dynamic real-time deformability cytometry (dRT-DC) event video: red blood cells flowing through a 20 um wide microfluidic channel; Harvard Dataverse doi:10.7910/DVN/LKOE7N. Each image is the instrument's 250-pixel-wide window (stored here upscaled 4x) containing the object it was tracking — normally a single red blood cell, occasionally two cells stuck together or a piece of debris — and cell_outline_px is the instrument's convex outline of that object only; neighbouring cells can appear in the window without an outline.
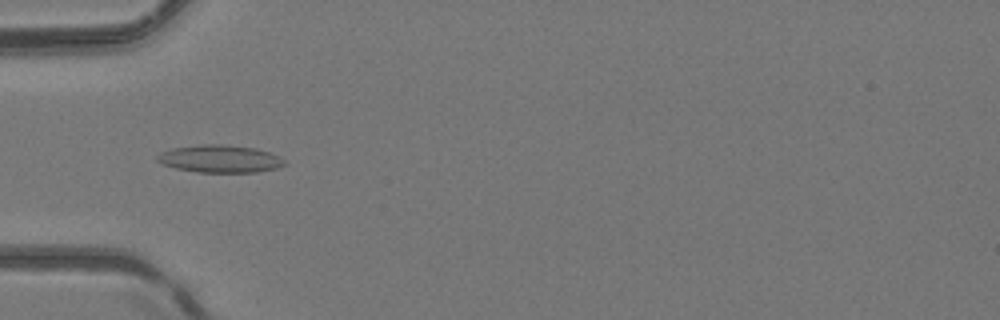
{"species": "common noctule bat (a hibernating species)", "species_latin": "Nyctalus noctula", "temperature_condition": "room temperature", "stored_images_in_passage": 52, "camera_frame_rate_fps": 3000, "um_per_image_px": 0.085, "animal": {"sex": "female", "body_mass_g": 24.6, "forearm_length_mm": 56.2}, "frame": {"image": 1, "passage_image": 18, "time_ms": 5.667, "image_size_px": [1000, 320], "cell_outline_px": [[284, 164], [276, 168], [256, 172], [196, 172], [176, 168], [164, 164], [156, 160], [156, 156], [160, 152], [172, 148], [200, 144], [224, 144], [256, 148], [280, 156], [284, 160]], "centroid_in_image_um": [18.67, 13.49], "position_along_channel_um": 66.3, "area_um2": 20.4}}
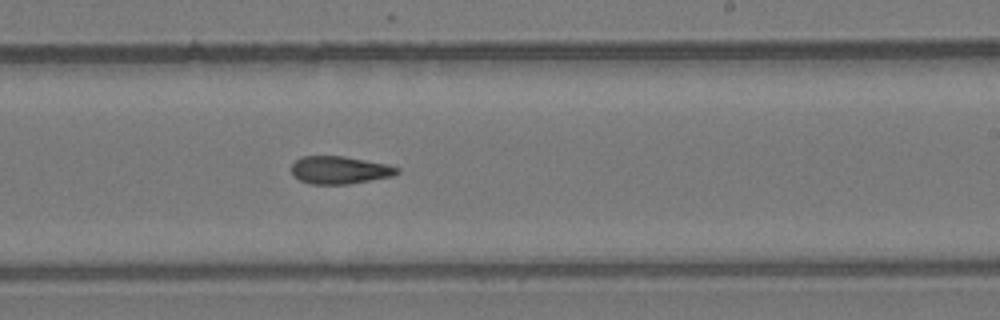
{"frame": {"image": 2, "passage_image": 32, "time_ms": 10.333, "image_size_px": [1000, 320], "cell_outline_px": [[400, 172], [392, 176], [348, 184], [308, 184], [300, 180], [292, 172], [292, 164], [300, 156], [344, 156], [388, 164], [400, 168]], "centroid_in_image_um": [28.89, 14.45], "position_along_channel_um": 260.1, "area_um2": 17.05}}
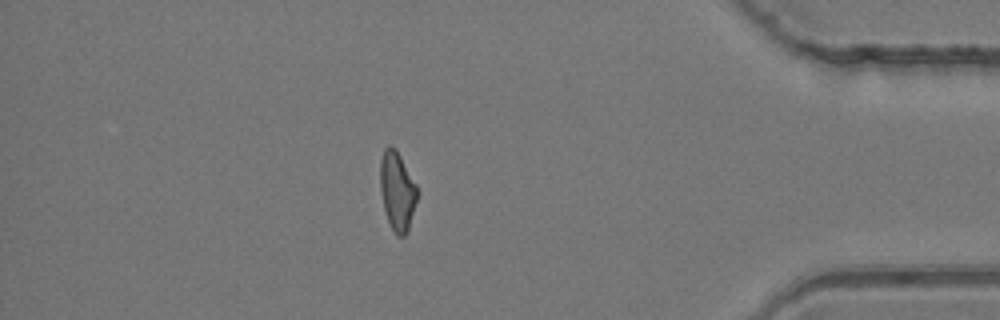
{"frame": {"image": 3, "passage_image": 45, "time_ms": 14.667, "image_size_px": [1000, 320], "cell_outline_px": [[416, 200], [408, 232], [404, 236], [396, 236], [388, 224], [380, 192], [380, 160], [384, 148], [388, 144], [392, 144], [396, 148], [416, 184]], "centroid_in_image_um": [33.73, 16.22], "position_along_channel_um": 401.5, "area_um2": 17.17}, "authors_computed_cell_mechanics": {"area_um2": 17.6579, "velocity_mm_per_s": 4.1633, "shape_relaxation_time_tau1_ms": null, "shape_relaxation_time_tau2_ms": 5.6794, "deformation_change_tau1": null, "deformation_change_tau2": 0.1574}}